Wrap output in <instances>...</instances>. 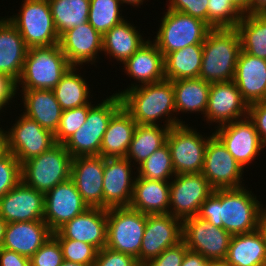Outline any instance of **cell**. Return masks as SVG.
Wrapping results in <instances>:
<instances>
[{
    "instance_id": "obj_32",
    "label": "cell",
    "mask_w": 266,
    "mask_h": 266,
    "mask_svg": "<svg viewBox=\"0 0 266 266\" xmlns=\"http://www.w3.org/2000/svg\"><path fill=\"white\" fill-rule=\"evenodd\" d=\"M142 35L126 20L112 27L103 35L102 51L124 63L145 43Z\"/></svg>"
},
{
    "instance_id": "obj_55",
    "label": "cell",
    "mask_w": 266,
    "mask_h": 266,
    "mask_svg": "<svg viewBox=\"0 0 266 266\" xmlns=\"http://www.w3.org/2000/svg\"><path fill=\"white\" fill-rule=\"evenodd\" d=\"M251 13H266V0H251Z\"/></svg>"
},
{
    "instance_id": "obj_50",
    "label": "cell",
    "mask_w": 266,
    "mask_h": 266,
    "mask_svg": "<svg viewBox=\"0 0 266 266\" xmlns=\"http://www.w3.org/2000/svg\"><path fill=\"white\" fill-rule=\"evenodd\" d=\"M17 91V82L10 76L0 73V101L4 105H9L8 102H11Z\"/></svg>"
},
{
    "instance_id": "obj_14",
    "label": "cell",
    "mask_w": 266,
    "mask_h": 266,
    "mask_svg": "<svg viewBox=\"0 0 266 266\" xmlns=\"http://www.w3.org/2000/svg\"><path fill=\"white\" fill-rule=\"evenodd\" d=\"M243 170L222 142L213 135L207 143L201 172L211 187L214 190L243 187Z\"/></svg>"
},
{
    "instance_id": "obj_38",
    "label": "cell",
    "mask_w": 266,
    "mask_h": 266,
    "mask_svg": "<svg viewBox=\"0 0 266 266\" xmlns=\"http://www.w3.org/2000/svg\"><path fill=\"white\" fill-rule=\"evenodd\" d=\"M55 29L59 36L88 22L90 0H48Z\"/></svg>"
},
{
    "instance_id": "obj_15",
    "label": "cell",
    "mask_w": 266,
    "mask_h": 266,
    "mask_svg": "<svg viewBox=\"0 0 266 266\" xmlns=\"http://www.w3.org/2000/svg\"><path fill=\"white\" fill-rule=\"evenodd\" d=\"M21 117V118H20ZM8 129V150L22 165L56 144L54 134L24 114Z\"/></svg>"
},
{
    "instance_id": "obj_3",
    "label": "cell",
    "mask_w": 266,
    "mask_h": 266,
    "mask_svg": "<svg viewBox=\"0 0 266 266\" xmlns=\"http://www.w3.org/2000/svg\"><path fill=\"white\" fill-rule=\"evenodd\" d=\"M241 50L236 28H212L203 42L199 78L208 83L233 81Z\"/></svg>"
},
{
    "instance_id": "obj_51",
    "label": "cell",
    "mask_w": 266,
    "mask_h": 266,
    "mask_svg": "<svg viewBox=\"0 0 266 266\" xmlns=\"http://www.w3.org/2000/svg\"><path fill=\"white\" fill-rule=\"evenodd\" d=\"M0 266H30V259L17 252L0 248Z\"/></svg>"
},
{
    "instance_id": "obj_2",
    "label": "cell",
    "mask_w": 266,
    "mask_h": 266,
    "mask_svg": "<svg viewBox=\"0 0 266 266\" xmlns=\"http://www.w3.org/2000/svg\"><path fill=\"white\" fill-rule=\"evenodd\" d=\"M123 107L131 114L139 125H158L157 120L165 118L166 127H174L185 122L177 119L175 110V96L172 81L161 80L147 85L122 90L119 93ZM173 112V113H172ZM172 114V115H170ZM157 121V124H156Z\"/></svg>"
},
{
    "instance_id": "obj_31",
    "label": "cell",
    "mask_w": 266,
    "mask_h": 266,
    "mask_svg": "<svg viewBox=\"0 0 266 266\" xmlns=\"http://www.w3.org/2000/svg\"><path fill=\"white\" fill-rule=\"evenodd\" d=\"M224 262L229 266H266V243L257 229L232 235Z\"/></svg>"
},
{
    "instance_id": "obj_6",
    "label": "cell",
    "mask_w": 266,
    "mask_h": 266,
    "mask_svg": "<svg viewBox=\"0 0 266 266\" xmlns=\"http://www.w3.org/2000/svg\"><path fill=\"white\" fill-rule=\"evenodd\" d=\"M72 159L64 145L56 143L21 165L22 181L45 194L71 178Z\"/></svg>"
},
{
    "instance_id": "obj_33",
    "label": "cell",
    "mask_w": 266,
    "mask_h": 266,
    "mask_svg": "<svg viewBox=\"0 0 266 266\" xmlns=\"http://www.w3.org/2000/svg\"><path fill=\"white\" fill-rule=\"evenodd\" d=\"M203 44H194L173 51L164 57L165 79L198 78L202 65Z\"/></svg>"
},
{
    "instance_id": "obj_37",
    "label": "cell",
    "mask_w": 266,
    "mask_h": 266,
    "mask_svg": "<svg viewBox=\"0 0 266 266\" xmlns=\"http://www.w3.org/2000/svg\"><path fill=\"white\" fill-rule=\"evenodd\" d=\"M76 66H72L54 87L53 92L62 110L73 109L90 102L89 85L77 74Z\"/></svg>"
},
{
    "instance_id": "obj_43",
    "label": "cell",
    "mask_w": 266,
    "mask_h": 266,
    "mask_svg": "<svg viewBox=\"0 0 266 266\" xmlns=\"http://www.w3.org/2000/svg\"><path fill=\"white\" fill-rule=\"evenodd\" d=\"M91 106L90 102L88 105L62 111L58 128L54 134L56 143L63 144L86 122Z\"/></svg>"
},
{
    "instance_id": "obj_58",
    "label": "cell",
    "mask_w": 266,
    "mask_h": 266,
    "mask_svg": "<svg viewBox=\"0 0 266 266\" xmlns=\"http://www.w3.org/2000/svg\"><path fill=\"white\" fill-rule=\"evenodd\" d=\"M121 3H125V4H128V5H132V6H139V4H143V0H120Z\"/></svg>"
},
{
    "instance_id": "obj_42",
    "label": "cell",
    "mask_w": 266,
    "mask_h": 266,
    "mask_svg": "<svg viewBox=\"0 0 266 266\" xmlns=\"http://www.w3.org/2000/svg\"><path fill=\"white\" fill-rule=\"evenodd\" d=\"M52 235L59 241L64 260L74 263L93 266L98 254V249L84 242L65 239L58 231Z\"/></svg>"
},
{
    "instance_id": "obj_11",
    "label": "cell",
    "mask_w": 266,
    "mask_h": 266,
    "mask_svg": "<svg viewBox=\"0 0 266 266\" xmlns=\"http://www.w3.org/2000/svg\"><path fill=\"white\" fill-rule=\"evenodd\" d=\"M173 178L170 181L169 214L182 221L198 215L201 205L214 189L202 173L179 174Z\"/></svg>"
},
{
    "instance_id": "obj_59",
    "label": "cell",
    "mask_w": 266,
    "mask_h": 266,
    "mask_svg": "<svg viewBox=\"0 0 266 266\" xmlns=\"http://www.w3.org/2000/svg\"><path fill=\"white\" fill-rule=\"evenodd\" d=\"M60 266H89V265H84L80 263H74V262H69L64 260V262Z\"/></svg>"
},
{
    "instance_id": "obj_20",
    "label": "cell",
    "mask_w": 266,
    "mask_h": 266,
    "mask_svg": "<svg viewBox=\"0 0 266 266\" xmlns=\"http://www.w3.org/2000/svg\"><path fill=\"white\" fill-rule=\"evenodd\" d=\"M44 206V193L21 180L0 198V216L7 223L43 220Z\"/></svg>"
},
{
    "instance_id": "obj_49",
    "label": "cell",
    "mask_w": 266,
    "mask_h": 266,
    "mask_svg": "<svg viewBox=\"0 0 266 266\" xmlns=\"http://www.w3.org/2000/svg\"><path fill=\"white\" fill-rule=\"evenodd\" d=\"M247 116L253 122L261 142L266 146V100L250 104Z\"/></svg>"
},
{
    "instance_id": "obj_48",
    "label": "cell",
    "mask_w": 266,
    "mask_h": 266,
    "mask_svg": "<svg viewBox=\"0 0 266 266\" xmlns=\"http://www.w3.org/2000/svg\"><path fill=\"white\" fill-rule=\"evenodd\" d=\"M209 0H169L168 9L179 11L207 23Z\"/></svg>"
},
{
    "instance_id": "obj_27",
    "label": "cell",
    "mask_w": 266,
    "mask_h": 266,
    "mask_svg": "<svg viewBox=\"0 0 266 266\" xmlns=\"http://www.w3.org/2000/svg\"><path fill=\"white\" fill-rule=\"evenodd\" d=\"M28 47L15 25L8 19L0 20V73L16 82L21 77Z\"/></svg>"
},
{
    "instance_id": "obj_30",
    "label": "cell",
    "mask_w": 266,
    "mask_h": 266,
    "mask_svg": "<svg viewBox=\"0 0 266 266\" xmlns=\"http://www.w3.org/2000/svg\"><path fill=\"white\" fill-rule=\"evenodd\" d=\"M137 123L122 106L112 117L104 133L100 155L103 158L125 157Z\"/></svg>"
},
{
    "instance_id": "obj_56",
    "label": "cell",
    "mask_w": 266,
    "mask_h": 266,
    "mask_svg": "<svg viewBox=\"0 0 266 266\" xmlns=\"http://www.w3.org/2000/svg\"><path fill=\"white\" fill-rule=\"evenodd\" d=\"M258 230L263 235L264 241L266 243V208H262L259 218Z\"/></svg>"
},
{
    "instance_id": "obj_9",
    "label": "cell",
    "mask_w": 266,
    "mask_h": 266,
    "mask_svg": "<svg viewBox=\"0 0 266 266\" xmlns=\"http://www.w3.org/2000/svg\"><path fill=\"white\" fill-rule=\"evenodd\" d=\"M18 15L8 18L28 48L59 44L48 0H24Z\"/></svg>"
},
{
    "instance_id": "obj_16",
    "label": "cell",
    "mask_w": 266,
    "mask_h": 266,
    "mask_svg": "<svg viewBox=\"0 0 266 266\" xmlns=\"http://www.w3.org/2000/svg\"><path fill=\"white\" fill-rule=\"evenodd\" d=\"M213 133L243 169L265 148L248 116L218 126Z\"/></svg>"
},
{
    "instance_id": "obj_46",
    "label": "cell",
    "mask_w": 266,
    "mask_h": 266,
    "mask_svg": "<svg viewBox=\"0 0 266 266\" xmlns=\"http://www.w3.org/2000/svg\"><path fill=\"white\" fill-rule=\"evenodd\" d=\"M188 248L182 240L177 245L168 247L159 256L148 260L142 266H181Z\"/></svg>"
},
{
    "instance_id": "obj_54",
    "label": "cell",
    "mask_w": 266,
    "mask_h": 266,
    "mask_svg": "<svg viewBox=\"0 0 266 266\" xmlns=\"http://www.w3.org/2000/svg\"><path fill=\"white\" fill-rule=\"evenodd\" d=\"M8 153V134L7 131L0 128V159L5 157Z\"/></svg>"
},
{
    "instance_id": "obj_26",
    "label": "cell",
    "mask_w": 266,
    "mask_h": 266,
    "mask_svg": "<svg viewBox=\"0 0 266 266\" xmlns=\"http://www.w3.org/2000/svg\"><path fill=\"white\" fill-rule=\"evenodd\" d=\"M128 76L138 81L128 87L152 84L165 79L164 57L155 43L147 40L142 46L123 63Z\"/></svg>"
},
{
    "instance_id": "obj_24",
    "label": "cell",
    "mask_w": 266,
    "mask_h": 266,
    "mask_svg": "<svg viewBox=\"0 0 266 266\" xmlns=\"http://www.w3.org/2000/svg\"><path fill=\"white\" fill-rule=\"evenodd\" d=\"M52 233L44 220L7 223L1 248L30 259Z\"/></svg>"
},
{
    "instance_id": "obj_7",
    "label": "cell",
    "mask_w": 266,
    "mask_h": 266,
    "mask_svg": "<svg viewBox=\"0 0 266 266\" xmlns=\"http://www.w3.org/2000/svg\"><path fill=\"white\" fill-rule=\"evenodd\" d=\"M155 45L167 54L194 44H203L212 29L206 22L188 14L167 9L161 20Z\"/></svg>"
},
{
    "instance_id": "obj_18",
    "label": "cell",
    "mask_w": 266,
    "mask_h": 266,
    "mask_svg": "<svg viewBox=\"0 0 266 266\" xmlns=\"http://www.w3.org/2000/svg\"><path fill=\"white\" fill-rule=\"evenodd\" d=\"M249 105L234 81L211 83L206 121L219 126L247 117Z\"/></svg>"
},
{
    "instance_id": "obj_57",
    "label": "cell",
    "mask_w": 266,
    "mask_h": 266,
    "mask_svg": "<svg viewBox=\"0 0 266 266\" xmlns=\"http://www.w3.org/2000/svg\"><path fill=\"white\" fill-rule=\"evenodd\" d=\"M7 222L0 216V248L2 246Z\"/></svg>"
},
{
    "instance_id": "obj_29",
    "label": "cell",
    "mask_w": 266,
    "mask_h": 266,
    "mask_svg": "<svg viewBox=\"0 0 266 266\" xmlns=\"http://www.w3.org/2000/svg\"><path fill=\"white\" fill-rule=\"evenodd\" d=\"M170 181L136 177L130 208L148 214H169Z\"/></svg>"
},
{
    "instance_id": "obj_22",
    "label": "cell",
    "mask_w": 266,
    "mask_h": 266,
    "mask_svg": "<svg viewBox=\"0 0 266 266\" xmlns=\"http://www.w3.org/2000/svg\"><path fill=\"white\" fill-rule=\"evenodd\" d=\"M65 239H73L95 246L107 244V209L89 207L57 230Z\"/></svg>"
},
{
    "instance_id": "obj_21",
    "label": "cell",
    "mask_w": 266,
    "mask_h": 266,
    "mask_svg": "<svg viewBox=\"0 0 266 266\" xmlns=\"http://www.w3.org/2000/svg\"><path fill=\"white\" fill-rule=\"evenodd\" d=\"M101 155L78 156L72 159L71 179L89 207L103 208V172Z\"/></svg>"
},
{
    "instance_id": "obj_1",
    "label": "cell",
    "mask_w": 266,
    "mask_h": 266,
    "mask_svg": "<svg viewBox=\"0 0 266 266\" xmlns=\"http://www.w3.org/2000/svg\"><path fill=\"white\" fill-rule=\"evenodd\" d=\"M262 204L246 187L216 189L201 205L199 216L231 235L256 231Z\"/></svg>"
},
{
    "instance_id": "obj_25",
    "label": "cell",
    "mask_w": 266,
    "mask_h": 266,
    "mask_svg": "<svg viewBox=\"0 0 266 266\" xmlns=\"http://www.w3.org/2000/svg\"><path fill=\"white\" fill-rule=\"evenodd\" d=\"M233 81L248 105L266 100V60L241 50Z\"/></svg>"
},
{
    "instance_id": "obj_17",
    "label": "cell",
    "mask_w": 266,
    "mask_h": 266,
    "mask_svg": "<svg viewBox=\"0 0 266 266\" xmlns=\"http://www.w3.org/2000/svg\"><path fill=\"white\" fill-rule=\"evenodd\" d=\"M44 200L43 220L52 232L89 208L71 178L46 192Z\"/></svg>"
},
{
    "instance_id": "obj_61",
    "label": "cell",
    "mask_w": 266,
    "mask_h": 266,
    "mask_svg": "<svg viewBox=\"0 0 266 266\" xmlns=\"http://www.w3.org/2000/svg\"><path fill=\"white\" fill-rule=\"evenodd\" d=\"M5 105L0 101V110L2 112V108L4 107Z\"/></svg>"
},
{
    "instance_id": "obj_19",
    "label": "cell",
    "mask_w": 266,
    "mask_h": 266,
    "mask_svg": "<svg viewBox=\"0 0 266 266\" xmlns=\"http://www.w3.org/2000/svg\"><path fill=\"white\" fill-rule=\"evenodd\" d=\"M125 157L105 158L103 172V208L129 207L136 176ZM132 178V179H131Z\"/></svg>"
},
{
    "instance_id": "obj_12",
    "label": "cell",
    "mask_w": 266,
    "mask_h": 266,
    "mask_svg": "<svg viewBox=\"0 0 266 266\" xmlns=\"http://www.w3.org/2000/svg\"><path fill=\"white\" fill-rule=\"evenodd\" d=\"M232 235L199 216L183 220V237L189 250L211 261H224Z\"/></svg>"
},
{
    "instance_id": "obj_36",
    "label": "cell",
    "mask_w": 266,
    "mask_h": 266,
    "mask_svg": "<svg viewBox=\"0 0 266 266\" xmlns=\"http://www.w3.org/2000/svg\"><path fill=\"white\" fill-rule=\"evenodd\" d=\"M236 29L242 51L266 60V13L243 15Z\"/></svg>"
},
{
    "instance_id": "obj_44",
    "label": "cell",
    "mask_w": 266,
    "mask_h": 266,
    "mask_svg": "<svg viewBox=\"0 0 266 266\" xmlns=\"http://www.w3.org/2000/svg\"><path fill=\"white\" fill-rule=\"evenodd\" d=\"M22 180L21 164L17 158L8 153L0 159V198Z\"/></svg>"
},
{
    "instance_id": "obj_13",
    "label": "cell",
    "mask_w": 266,
    "mask_h": 266,
    "mask_svg": "<svg viewBox=\"0 0 266 266\" xmlns=\"http://www.w3.org/2000/svg\"><path fill=\"white\" fill-rule=\"evenodd\" d=\"M183 221L171 214H148L138 262L143 265L182 241Z\"/></svg>"
},
{
    "instance_id": "obj_47",
    "label": "cell",
    "mask_w": 266,
    "mask_h": 266,
    "mask_svg": "<svg viewBox=\"0 0 266 266\" xmlns=\"http://www.w3.org/2000/svg\"><path fill=\"white\" fill-rule=\"evenodd\" d=\"M93 266H142L134 257L107 247L98 251Z\"/></svg>"
},
{
    "instance_id": "obj_60",
    "label": "cell",
    "mask_w": 266,
    "mask_h": 266,
    "mask_svg": "<svg viewBox=\"0 0 266 266\" xmlns=\"http://www.w3.org/2000/svg\"><path fill=\"white\" fill-rule=\"evenodd\" d=\"M209 266H229L224 261H211Z\"/></svg>"
},
{
    "instance_id": "obj_40",
    "label": "cell",
    "mask_w": 266,
    "mask_h": 266,
    "mask_svg": "<svg viewBox=\"0 0 266 266\" xmlns=\"http://www.w3.org/2000/svg\"><path fill=\"white\" fill-rule=\"evenodd\" d=\"M136 168L137 177L150 180L168 181L176 175L167 142Z\"/></svg>"
},
{
    "instance_id": "obj_41",
    "label": "cell",
    "mask_w": 266,
    "mask_h": 266,
    "mask_svg": "<svg viewBox=\"0 0 266 266\" xmlns=\"http://www.w3.org/2000/svg\"><path fill=\"white\" fill-rule=\"evenodd\" d=\"M242 14L228 0H209L207 24L211 28H236Z\"/></svg>"
},
{
    "instance_id": "obj_10",
    "label": "cell",
    "mask_w": 266,
    "mask_h": 266,
    "mask_svg": "<svg viewBox=\"0 0 266 266\" xmlns=\"http://www.w3.org/2000/svg\"><path fill=\"white\" fill-rule=\"evenodd\" d=\"M213 135L204 138L188 124L170 128L166 142L176 175L202 172L207 143Z\"/></svg>"
},
{
    "instance_id": "obj_39",
    "label": "cell",
    "mask_w": 266,
    "mask_h": 266,
    "mask_svg": "<svg viewBox=\"0 0 266 266\" xmlns=\"http://www.w3.org/2000/svg\"><path fill=\"white\" fill-rule=\"evenodd\" d=\"M120 0H90L89 24L102 36L125 19L120 14Z\"/></svg>"
},
{
    "instance_id": "obj_45",
    "label": "cell",
    "mask_w": 266,
    "mask_h": 266,
    "mask_svg": "<svg viewBox=\"0 0 266 266\" xmlns=\"http://www.w3.org/2000/svg\"><path fill=\"white\" fill-rule=\"evenodd\" d=\"M63 262L61 246L53 235L30 258V266H60Z\"/></svg>"
},
{
    "instance_id": "obj_4",
    "label": "cell",
    "mask_w": 266,
    "mask_h": 266,
    "mask_svg": "<svg viewBox=\"0 0 266 266\" xmlns=\"http://www.w3.org/2000/svg\"><path fill=\"white\" fill-rule=\"evenodd\" d=\"M71 67L59 44L28 48L17 89L53 90Z\"/></svg>"
},
{
    "instance_id": "obj_28",
    "label": "cell",
    "mask_w": 266,
    "mask_h": 266,
    "mask_svg": "<svg viewBox=\"0 0 266 266\" xmlns=\"http://www.w3.org/2000/svg\"><path fill=\"white\" fill-rule=\"evenodd\" d=\"M25 112L23 114L36 121L42 128L55 134L62 115L60 104L53 90H22Z\"/></svg>"
},
{
    "instance_id": "obj_5",
    "label": "cell",
    "mask_w": 266,
    "mask_h": 266,
    "mask_svg": "<svg viewBox=\"0 0 266 266\" xmlns=\"http://www.w3.org/2000/svg\"><path fill=\"white\" fill-rule=\"evenodd\" d=\"M122 106L121 97L113 93L103 102L90 107L86 122L63 143L72 158L100 155L103 136L111 117Z\"/></svg>"
},
{
    "instance_id": "obj_23",
    "label": "cell",
    "mask_w": 266,
    "mask_h": 266,
    "mask_svg": "<svg viewBox=\"0 0 266 266\" xmlns=\"http://www.w3.org/2000/svg\"><path fill=\"white\" fill-rule=\"evenodd\" d=\"M103 36L89 22L65 31L59 40L62 52L67 61L78 67L96 62L98 52L102 51Z\"/></svg>"
},
{
    "instance_id": "obj_34",
    "label": "cell",
    "mask_w": 266,
    "mask_h": 266,
    "mask_svg": "<svg viewBox=\"0 0 266 266\" xmlns=\"http://www.w3.org/2000/svg\"><path fill=\"white\" fill-rule=\"evenodd\" d=\"M176 112H197L205 115L211 83L201 78L172 81Z\"/></svg>"
},
{
    "instance_id": "obj_35",
    "label": "cell",
    "mask_w": 266,
    "mask_h": 266,
    "mask_svg": "<svg viewBox=\"0 0 266 266\" xmlns=\"http://www.w3.org/2000/svg\"><path fill=\"white\" fill-rule=\"evenodd\" d=\"M170 128L137 124L125 158L142 164L152 153L166 143Z\"/></svg>"
},
{
    "instance_id": "obj_53",
    "label": "cell",
    "mask_w": 266,
    "mask_h": 266,
    "mask_svg": "<svg viewBox=\"0 0 266 266\" xmlns=\"http://www.w3.org/2000/svg\"><path fill=\"white\" fill-rule=\"evenodd\" d=\"M242 15L251 13V0H228Z\"/></svg>"
},
{
    "instance_id": "obj_8",
    "label": "cell",
    "mask_w": 266,
    "mask_h": 266,
    "mask_svg": "<svg viewBox=\"0 0 266 266\" xmlns=\"http://www.w3.org/2000/svg\"><path fill=\"white\" fill-rule=\"evenodd\" d=\"M147 215L130 207L107 209L106 247L138 260Z\"/></svg>"
},
{
    "instance_id": "obj_52",
    "label": "cell",
    "mask_w": 266,
    "mask_h": 266,
    "mask_svg": "<svg viewBox=\"0 0 266 266\" xmlns=\"http://www.w3.org/2000/svg\"><path fill=\"white\" fill-rule=\"evenodd\" d=\"M210 263L211 260L206 259L200 253L188 249L184 255L181 266H209Z\"/></svg>"
}]
</instances>
